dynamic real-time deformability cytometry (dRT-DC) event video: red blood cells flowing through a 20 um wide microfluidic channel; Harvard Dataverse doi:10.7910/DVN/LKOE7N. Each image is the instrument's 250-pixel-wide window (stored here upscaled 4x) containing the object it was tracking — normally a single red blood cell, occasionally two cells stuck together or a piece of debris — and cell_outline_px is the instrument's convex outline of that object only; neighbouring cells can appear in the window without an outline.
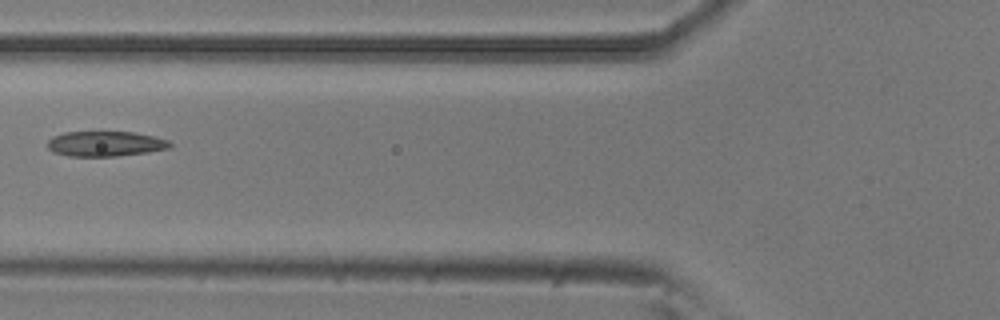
{"species": "common noctule bat (a hibernating species)", "species_latin": "Nyctalus noctula", "temperature_condition": "room temperature", "stored_images_in_passage": 6, "camera_frame_rate_fps": 3000, "um_per_image_px": 0.085, "animal": {"sex": "male", "body_mass_g": 20.5, "forearm_length_mm": 52.5}, "frame": {"image": 1, "passage_image": 6, "time_ms": 1.667, "image_size_px": [1000, 320], "cell_outline_px": [[172, 148], [148, 152], [116, 156], [68, 156], [52, 152], [48, 148], [48, 140], [52, 136], [64, 132], [132, 132], [156, 136], [168, 140], [172, 144]], "centroid_in_image_um": [8.97, 12.22], "position_along_channel_um": 116.8, "area_um2": 18.09}}